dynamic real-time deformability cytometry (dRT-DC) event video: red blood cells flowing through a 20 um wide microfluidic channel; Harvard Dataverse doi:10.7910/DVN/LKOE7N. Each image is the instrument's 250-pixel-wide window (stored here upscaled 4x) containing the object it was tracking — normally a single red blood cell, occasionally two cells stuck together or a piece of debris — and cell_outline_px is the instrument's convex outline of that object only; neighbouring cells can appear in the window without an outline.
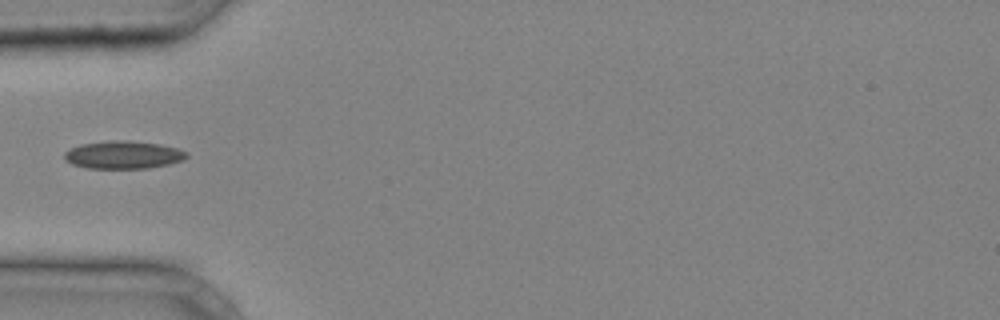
{"species": "common noctule bat (a hibernating species)", "species_latin": "Nyctalus noctula", "temperature_condition": "cold", "stored_images_in_passage": 25, "camera_frame_rate_fps": 3000, "um_per_image_px": 0.085, "animal": {"sex": "male", "body_mass_g": 20.4}, "frame": {"image": 1, "passage_image": 1, "time_ms": 0.0, "image_size_px": [1000, 320], "cell_outline_px": [[188, 156], [184, 160], [168, 164], [148, 168], [88, 168], [72, 164], [64, 160], [64, 152], [80, 144], [112, 140], [128, 140], [160, 144], [176, 148], [188, 152]], "centroid_in_image_um": [10.48, 13.16], "position_along_channel_um": 74.5, "area_um2": 19.83}}